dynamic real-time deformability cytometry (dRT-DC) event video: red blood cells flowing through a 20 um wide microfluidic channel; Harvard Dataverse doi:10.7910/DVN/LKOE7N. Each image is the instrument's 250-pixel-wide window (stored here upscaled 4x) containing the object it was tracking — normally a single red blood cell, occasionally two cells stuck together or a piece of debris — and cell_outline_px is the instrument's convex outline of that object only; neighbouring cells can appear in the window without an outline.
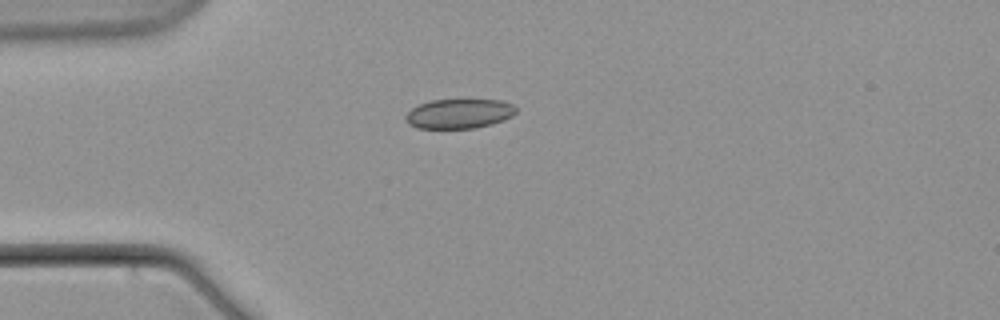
{"species": "common noctule bat (a hibernating species)", "species_latin": "Nyctalus noctula", "temperature_condition": "warm", "stored_images_in_passage": 3, "camera_frame_rate_fps": 3000, "um_per_image_px": 0.085, "animal": {"sex": "male", "body_mass_g": 21.5, "forearm_length_mm": 52.0}, "frame": {"image": 1, "passage_image": 1, "time_ms": 0.0, "image_size_px": [1000, 320], "cell_outline_px": [[516, 112], [512, 116], [504, 120], [492, 124], [476, 128], [416, 128], [408, 124], [404, 120], [404, 116], [412, 108], [420, 104], [432, 100], [468, 96], [500, 100], [512, 104], [516, 108]], "centroid_in_image_um": [39.04, 9.61], "position_along_channel_um": 46.0, "area_um2": 20.06}}
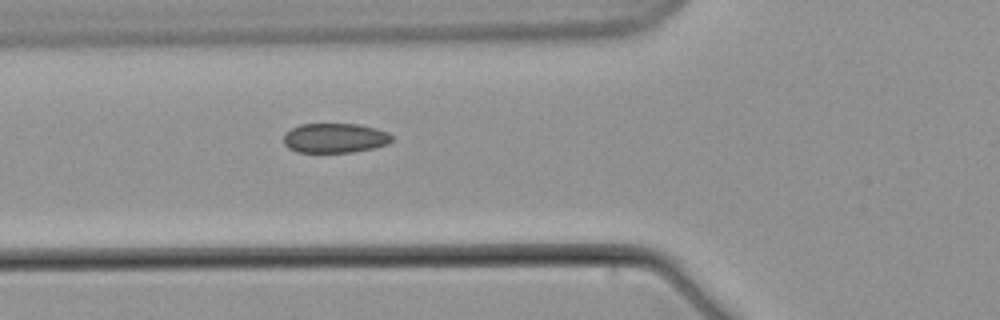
{"frame": {"image": 2, "passage_image": 3, "time_ms": 2.333, "image_size_px": [1000, 320], "cell_outline_px": [[392, 140], [388, 144], [372, 148], [352, 152], [296, 152], [288, 148], [284, 144], [284, 132], [300, 124], [360, 124], [376, 128], [388, 132], [392, 136]], "centroid_in_image_um": [28.45, 11.73], "position_along_channel_um": 97.3, "area_um2": 18.79}}